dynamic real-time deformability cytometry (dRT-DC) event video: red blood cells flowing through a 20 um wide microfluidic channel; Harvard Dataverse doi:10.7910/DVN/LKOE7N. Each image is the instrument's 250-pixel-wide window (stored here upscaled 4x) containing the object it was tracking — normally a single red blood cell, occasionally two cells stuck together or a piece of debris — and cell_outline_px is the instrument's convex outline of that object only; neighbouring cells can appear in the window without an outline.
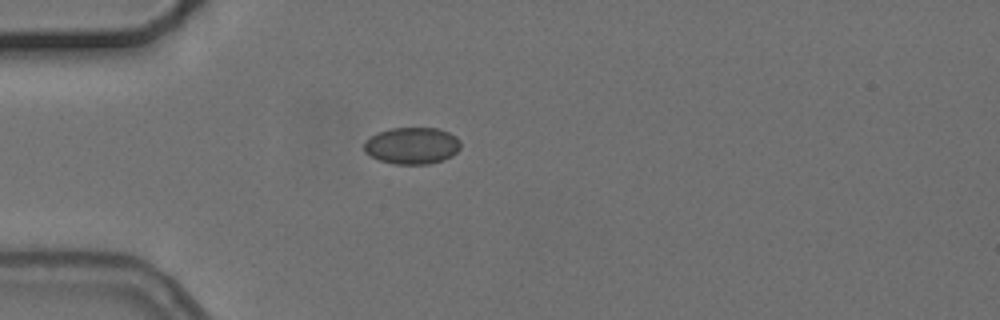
{"species": "common noctule bat (a hibernating species)", "species_latin": "Nyctalus noctula", "temperature_condition": "cold", "stored_images_in_passage": 1, "camera_frame_rate_fps": 3000, "um_per_image_px": 0.085, "animal": {"sex": "female", "body_mass_g": 24.6, "forearm_length_mm": 56.2}, "frame": {"image": 1, "passage_image": 1, "time_ms": 0.0, "image_size_px": [1000, 320], "cell_outline_px": [[460, 148], [452, 156], [444, 160], [428, 164], [392, 164], [380, 160], [364, 152], [364, 144], [376, 132], [392, 128], [440, 128], [456, 136], [460, 140]], "centroid_in_image_um": [35.05, 12.38], "position_along_channel_um": 50.0, "area_um2": 20.75}}